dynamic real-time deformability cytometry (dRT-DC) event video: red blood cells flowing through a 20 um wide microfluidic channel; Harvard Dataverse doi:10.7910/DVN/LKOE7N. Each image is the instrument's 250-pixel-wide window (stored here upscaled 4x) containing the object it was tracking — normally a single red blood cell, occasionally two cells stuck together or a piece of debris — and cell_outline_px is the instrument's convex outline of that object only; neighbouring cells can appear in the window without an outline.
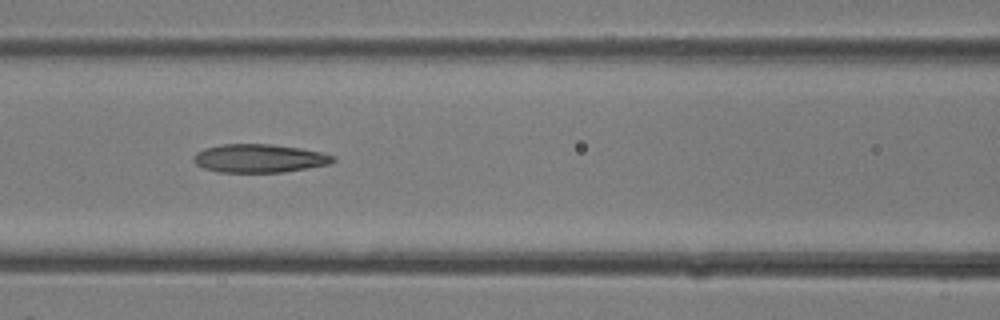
{"species": "common noctule bat (a hibernating species)", "species_latin": "Nyctalus noctula", "temperature_condition": "room temperature", "stored_images_in_passage": 26, "camera_frame_rate_fps": 3000, "um_per_image_px": 0.085, "animal": {"sex": "female"}, "frame": {"image": 1, "passage_image": 8, "time_ms": 2.333, "image_size_px": [1000, 320], "cell_outline_px": [[336, 160], [328, 164], [284, 172], [216, 172], [204, 168], [196, 164], [192, 160], [192, 156], [196, 152], [204, 148], [220, 144], [272, 144], [300, 148], [324, 152], [336, 156]], "centroid_in_image_um": [22.02, 13.45], "position_along_channel_um": 144.6, "area_um2": 23.29}}
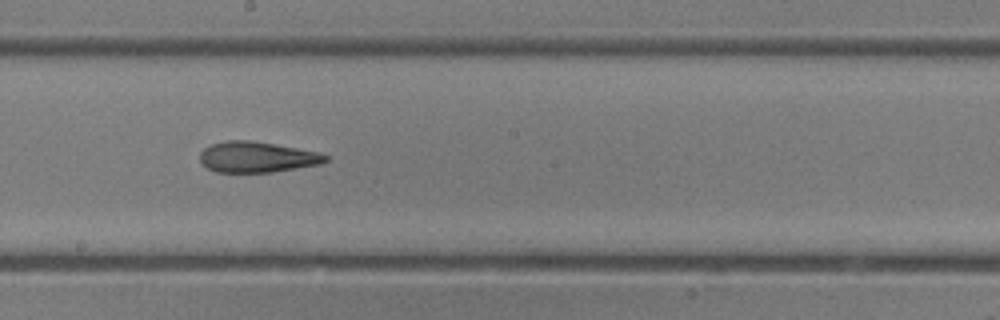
{"frame": {"image": 2, "passage_image": 12, "time_ms": 3.667, "image_size_px": [1000, 320], "cell_outline_px": [[328, 160], [320, 164], [272, 172], [216, 172], [200, 164], [200, 152], [204, 148], [212, 144], [228, 140], [248, 140], [320, 152], [328, 156]], "centroid_in_image_um": [21.82, 13.35], "position_along_channel_um": 226.4, "area_um2": 22.37}}